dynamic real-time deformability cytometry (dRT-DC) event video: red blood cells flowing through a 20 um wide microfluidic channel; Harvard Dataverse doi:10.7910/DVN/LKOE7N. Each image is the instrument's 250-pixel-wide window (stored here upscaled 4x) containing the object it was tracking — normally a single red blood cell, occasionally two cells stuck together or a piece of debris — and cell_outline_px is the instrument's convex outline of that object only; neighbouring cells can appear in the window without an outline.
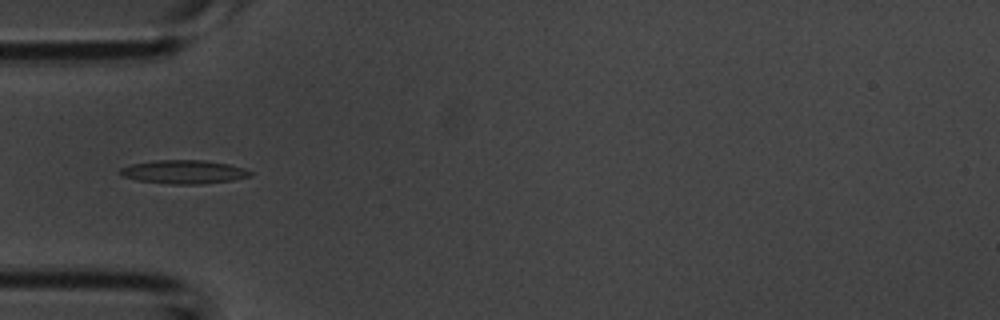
{"species": "common noctule bat (a hibernating species)", "species_latin": "Nyctalus noctula", "temperature_condition": "room temperature", "stored_images_in_passage": 38, "camera_frame_rate_fps": 3000, "um_per_image_px": 0.085, "animal": {"sex": "male", "body_mass_g": 20.1, "forearm_length_mm": 53.5}, "frame": {"image": 1, "passage_image": 1, "time_ms": 0.0, "image_size_px": [1000, 320], "cell_outline_px": [[252, 176], [232, 180], [200, 184], [172, 184], [136, 180], [120, 176], [116, 172], [120, 168], [132, 164], [156, 160], [204, 160], [228, 164], [244, 168], [252, 172]], "centroid_in_image_um": [15.58, 14.61], "position_along_channel_um": 69.4, "area_um2": 17.98}}
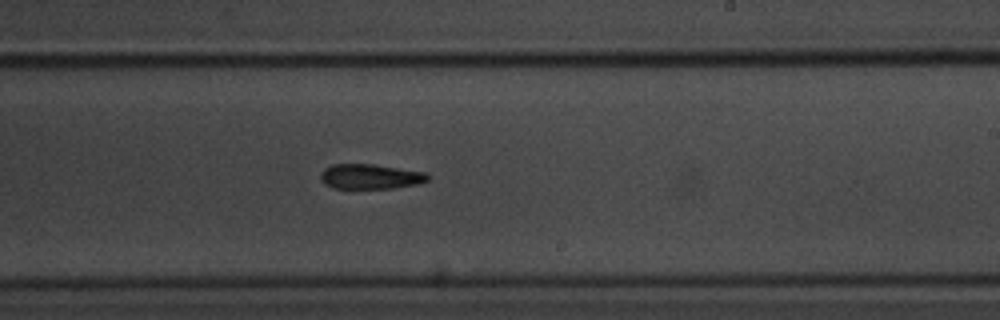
{"frame": {"image": 2, "passage_image": 16, "time_ms": 5.0, "image_size_px": [1000, 320], "cell_outline_px": [[428, 180], [416, 184], [392, 188], [332, 188], [324, 184], [320, 180], [320, 172], [324, 168], [332, 164], [376, 164], [428, 172]], "centroid_in_image_um": [31.45, 14.99], "position_along_channel_um": 257.6, "area_um2": 15.78}}
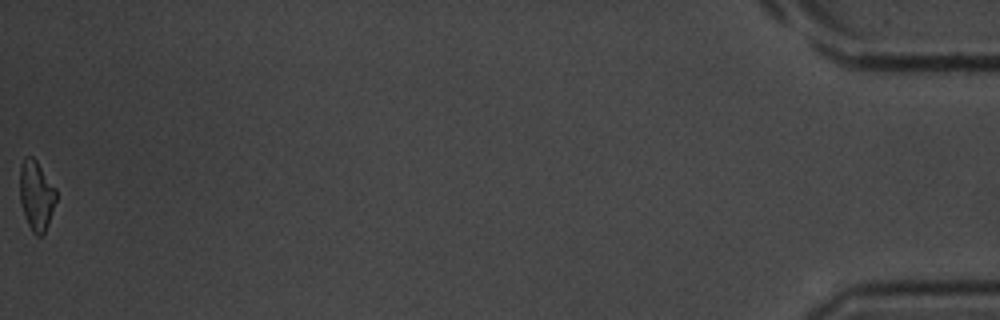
{"frame": {"image": 3, "passage_image": 38, "time_ms": 12.333, "image_size_px": [1000, 320], "cell_outline_px": [[56, 200], [44, 236], [36, 236], [32, 232], [24, 216], [20, 200], [20, 168], [24, 156], [32, 156], [36, 160], [56, 188]], "centroid_in_image_um": [3.08, 16.63], "position_along_channel_um": 432.1, "area_um2": 14.85}}